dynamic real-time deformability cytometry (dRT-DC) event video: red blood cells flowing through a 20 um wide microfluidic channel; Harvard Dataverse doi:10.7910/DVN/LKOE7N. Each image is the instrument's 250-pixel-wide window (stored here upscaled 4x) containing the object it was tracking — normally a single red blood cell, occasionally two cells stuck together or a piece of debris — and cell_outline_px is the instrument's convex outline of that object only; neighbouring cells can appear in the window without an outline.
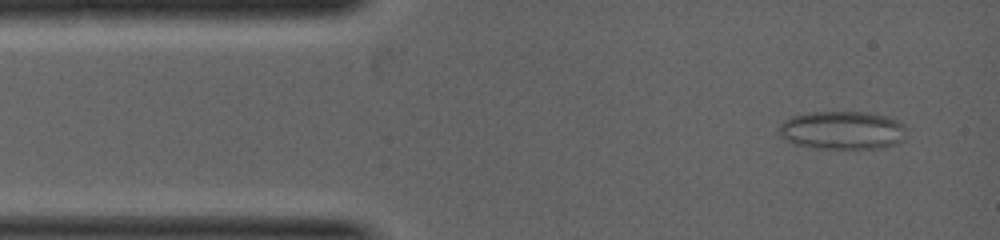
{"species": "common noctule bat (a hibernating species)", "species_latin": "Nyctalus noctula", "temperature_condition": "warm", "stored_images_in_passage": 5, "camera_frame_rate_fps": 5000, "um_per_image_px": 0.085, "animal": {"sex": "female", "body_mass_g": 19.0, "forearm_length_mm": 53.3}, "frame": {"image": 1, "passage_image": 1, "time_ms": 0.0, "image_size_px": [1000, 240], "cell_outline_px": [[904, 128], [900, 140], [896, 144], [880, 148], [816, 148], [796, 144], [784, 140], [776, 132], [780, 124], [784, 120], [792, 116], [808, 112], [864, 112], [888, 116], [904, 124]], "centroid_in_image_um": [71.52, 11.06], "position_along_channel_um": 13.5, "area_um2": 28.38}}
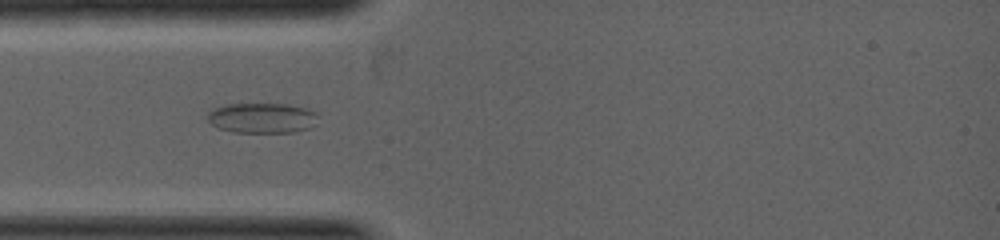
{"frame": {"image": 2, "passage_image": 4, "time_ms": 1.4, "image_size_px": [1000, 240], "cell_outline_px": [[316, 116], [312, 128], [296, 132], [232, 132], [220, 128], [212, 124], [208, 120], [208, 112], [224, 104], [288, 104], [308, 108], [316, 112]], "centroid_in_image_um": [22.3, 10.02], "position_along_channel_um": 62.7, "area_um2": 19.42}}